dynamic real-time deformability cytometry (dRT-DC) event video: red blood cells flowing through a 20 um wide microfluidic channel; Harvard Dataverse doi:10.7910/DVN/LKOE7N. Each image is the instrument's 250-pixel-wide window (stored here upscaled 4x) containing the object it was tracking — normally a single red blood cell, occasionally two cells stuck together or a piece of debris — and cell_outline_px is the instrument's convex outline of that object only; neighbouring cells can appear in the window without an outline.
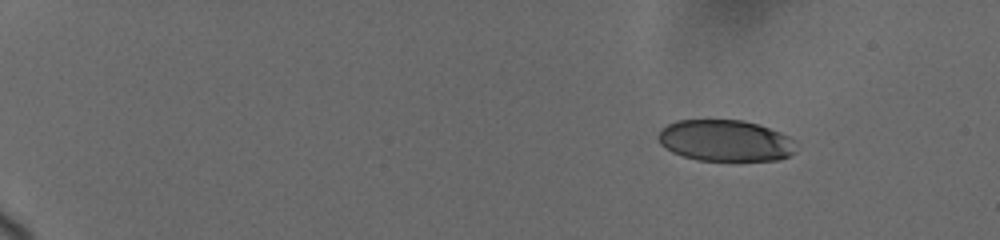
{"species": "human", "species_latin": "Homo sapiens", "temperature_condition": "cold", "stored_images_in_passage": 19, "camera_frame_rate_fps": 3000, "um_per_image_px": 0.085, "donor": {"sex": "female"}, "frame": {"image": 1, "passage_image": 1, "time_ms": 0.0, "image_size_px": [1000, 240], "cell_outline_px": [[796, 152], [780, 160], [700, 160], [684, 156], [672, 152], [660, 144], [656, 136], [660, 128], [676, 120], [744, 120], [760, 124], [780, 132], [796, 140]], "centroid_in_image_um": [61.67, 11.94], "position_along_channel_um": 23.3, "area_um2": 33.58}}
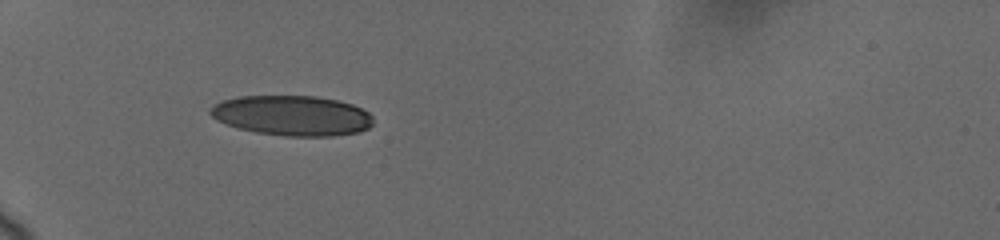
{"frame": {"image": 2, "passage_image": 18, "time_ms": 4.333, "image_size_px": [1000, 240], "cell_outline_px": [[372, 124], [368, 128], [360, 132], [332, 136], [284, 136], [256, 132], [236, 128], [216, 120], [208, 112], [208, 108], [212, 104], [220, 100], [236, 96], [316, 96], [336, 100], [352, 104], [368, 112], [372, 116]], "centroid_in_image_um": [24.77, 9.82], "position_along_channel_um": 60.2, "area_um2": 38.44}}